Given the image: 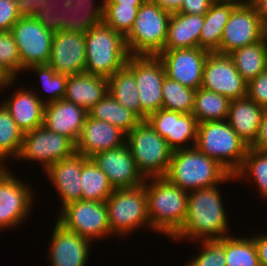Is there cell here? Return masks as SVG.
Instances as JSON below:
<instances>
[{
    "mask_svg": "<svg viewBox=\"0 0 267 266\" xmlns=\"http://www.w3.org/2000/svg\"><path fill=\"white\" fill-rule=\"evenodd\" d=\"M50 245L52 266H85L91 241L65 229L57 221L53 228Z\"/></svg>",
    "mask_w": 267,
    "mask_h": 266,
    "instance_id": "obj_21",
    "label": "cell"
},
{
    "mask_svg": "<svg viewBox=\"0 0 267 266\" xmlns=\"http://www.w3.org/2000/svg\"><path fill=\"white\" fill-rule=\"evenodd\" d=\"M262 40L261 18L252 3L237 5L231 12L221 36L219 54L229 55L236 49Z\"/></svg>",
    "mask_w": 267,
    "mask_h": 266,
    "instance_id": "obj_15",
    "label": "cell"
},
{
    "mask_svg": "<svg viewBox=\"0 0 267 266\" xmlns=\"http://www.w3.org/2000/svg\"><path fill=\"white\" fill-rule=\"evenodd\" d=\"M88 10L81 0H61L55 6L38 10L33 16L44 28L56 33L69 29Z\"/></svg>",
    "mask_w": 267,
    "mask_h": 266,
    "instance_id": "obj_28",
    "label": "cell"
},
{
    "mask_svg": "<svg viewBox=\"0 0 267 266\" xmlns=\"http://www.w3.org/2000/svg\"><path fill=\"white\" fill-rule=\"evenodd\" d=\"M154 3L158 4L163 10H166L170 13L177 12L183 3V0H151Z\"/></svg>",
    "mask_w": 267,
    "mask_h": 266,
    "instance_id": "obj_49",
    "label": "cell"
},
{
    "mask_svg": "<svg viewBox=\"0 0 267 266\" xmlns=\"http://www.w3.org/2000/svg\"><path fill=\"white\" fill-rule=\"evenodd\" d=\"M61 0H16L17 10L21 17H33L38 10L55 6Z\"/></svg>",
    "mask_w": 267,
    "mask_h": 266,
    "instance_id": "obj_45",
    "label": "cell"
},
{
    "mask_svg": "<svg viewBox=\"0 0 267 266\" xmlns=\"http://www.w3.org/2000/svg\"><path fill=\"white\" fill-rule=\"evenodd\" d=\"M26 89L15 90V93L2 103L23 133L43 126L45 106V101L39 94Z\"/></svg>",
    "mask_w": 267,
    "mask_h": 266,
    "instance_id": "obj_24",
    "label": "cell"
},
{
    "mask_svg": "<svg viewBox=\"0 0 267 266\" xmlns=\"http://www.w3.org/2000/svg\"><path fill=\"white\" fill-rule=\"evenodd\" d=\"M20 18L16 0H0V32L11 31Z\"/></svg>",
    "mask_w": 267,
    "mask_h": 266,
    "instance_id": "obj_44",
    "label": "cell"
},
{
    "mask_svg": "<svg viewBox=\"0 0 267 266\" xmlns=\"http://www.w3.org/2000/svg\"><path fill=\"white\" fill-rule=\"evenodd\" d=\"M202 88L230 100L246 97L247 82L238 73L229 55L209 53L203 67Z\"/></svg>",
    "mask_w": 267,
    "mask_h": 266,
    "instance_id": "obj_14",
    "label": "cell"
},
{
    "mask_svg": "<svg viewBox=\"0 0 267 266\" xmlns=\"http://www.w3.org/2000/svg\"><path fill=\"white\" fill-rule=\"evenodd\" d=\"M141 5H122L119 3L92 4L88 9L106 26L126 37L132 29L138 9Z\"/></svg>",
    "mask_w": 267,
    "mask_h": 266,
    "instance_id": "obj_33",
    "label": "cell"
},
{
    "mask_svg": "<svg viewBox=\"0 0 267 266\" xmlns=\"http://www.w3.org/2000/svg\"><path fill=\"white\" fill-rule=\"evenodd\" d=\"M57 222L94 243L110 236L108 208L105 201L79 200L61 208Z\"/></svg>",
    "mask_w": 267,
    "mask_h": 266,
    "instance_id": "obj_9",
    "label": "cell"
},
{
    "mask_svg": "<svg viewBox=\"0 0 267 266\" xmlns=\"http://www.w3.org/2000/svg\"><path fill=\"white\" fill-rule=\"evenodd\" d=\"M24 133L4 105L0 104V151L7 157L19 154Z\"/></svg>",
    "mask_w": 267,
    "mask_h": 266,
    "instance_id": "obj_39",
    "label": "cell"
},
{
    "mask_svg": "<svg viewBox=\"0 0 267 266\" xmlns=\"http://www.w3.org/2000/svg\"><path fill=\"white\" fill-rule=\"evenodd\" d=\"M264 109L247 96L230 102L226 121L249 147L258 135Z\"/></svg>",
    "mask_w": 267,
    "mask_h": 266,
    "instance_id": "obj_25",
    "label": "cell"
},
{
    "mask_svg": "<svg viewBox=\"0 0 267 266\" xmlns=\"http://www.w3.org/2000/svg\"><path fill=\"white\" fill-rule=\"evenodd\" d=\"M171 14L153 1L145 0L138 9L131 31L125 37L129 54L157 56L162 52Z\"/></svg>",
    "mask_w": 267,
    "mask_h": 266,
    "instance_id": "obj_6",
    "label": "cell"
},
{
    "mask_svg": "<svg viewBox=\"0 0 267 266\" xmlns=\"http://www.w3.org/2000/svg\"><path fill=\"white\" fill-rule=\"evenodd\" d=\"M231 100L221 94L198 88L195 93L192 115L198 124L227 119Z\"/></svg>",
    "mask_w": 267,
    "mask_h": 266,
    "instance_id": "obj_34",
    "label": "cell"
},
{
    "mask_svg": "<svg viewBox=\"0 0 267 266\" xmlns=\"http://www.w3.org/2000/svg\"><path fill=\"white\" fill-rule=\"evenodd\" d=\"M213 2H230L236 5H245L247 4V0H213Z\"/></svg>",
    "mask_w": 267,
    "mask_h": 266,
    "instance_id": "obj_54",
    "label": "cell"
},
{
    "mask_svg": "<svg viewBox=\"0 0 267 266\" xmlns=\"http://www.w3.org/2000/svg\"><path fill=\"white\" fill-rule=\"evenodd\" d=\"M204 16L172 13L168 24V35L164 50L199 47V36Z\"/></svg>",
    "mask_w": 267,
    "mask_h": 266,
    "instance_id": "obj_27",
    "label": "cell"
},
{
    "mask_svg": "<svg viewBox=\"0 0 267 266\" xmlns=\"http://www.w3.org/2000/svg\"><path fill=\"white\" fill-rule=\"evenodd\" d=\"M75 143L65 135L44 126L24 133L17 159L41 162L44 171L54 163L72 156Z\"/></svg>",
    "mask_w": 267,
    "mask_h": 266,
    "instance_id": "obj_11",
    "label": "cell"
},
{
    "mask_svg": "<svg viewBox=\"0 0 267 266\" xmlns=\"http://www.w3.org/2000/svg\"><path fill=\"white\" fill-rule=\"evenodd\" d=\"M195 147L232 175L242 166L249 148L226 120L199 123Z\"/></svg>",
    "mask_w": 267,
    "mask_h": 266,
    "instance_id": "obj_5",
    "label": "cell"
},
{
    "mask_svg": "<svg viewBox=\"0 0 267 266\" xmlns=\"http://www.w3.org/2000/svg\"><path fill=\"white\" fill-rule=\"evenodd\" d=\"M83 1L88 7H90L92 4H94L95 2H93V0H81Z\"/></svg>",
    "mask_w": 267,
    "mask_h": 266,
    "instance_id": "obj_56",
    "label": "cell"
},
{
    "mask_svg": "<svg viewBox=\"0 0 267 266\" xmlns=\"http://www.w3.org/2000/svg\"><path fill=\"white\" fill-rule=\"evenodd\" d=\"M88 115L108 122L126 134L142 121L135 113L122 106L109 92L88 111Z\"/></svg>",
    "mask_w": 267,
    "mask_h": 266,
    "instance_id": "obj_30",
    "label": "cell"
},
{
    "mask_svg": "<svg viewBox=\"0 0 267 266\" xmlns=\"http://www.w3.org/2000/svg\"><path fill=\"white\" fill-rule=\"evenodd\" d=\"M126 144L145 178L165 176L173 150L147 120L126 134Z\"/></svg>",
    "mask_w": 267,
    "mask_h": 266,
    "instance_id": "obj_7",
    "label": "cell"
},
{
    "mask_svg": "<svg viewBox=\"0 0 267 266\" xmlns=\"http://www.w3.org/2000/svg\"><path fill=\"white\" fill-rule=\"evenodd\" d=\"M91 159L107 175L115 189L133 188L145 183L127 144L96 153Z\"/></svg>",
    "mask_w": 267,
    "mask_h": 266,
    "instance_id": "obj_18",
    "label": "cell"
},
{
    "mask_svg": "<svg viewBox=\"0 0 267 266\" xmlns=\"http://www.w3.org/2000/svg\"><path fill=\"white\" fill-rule=\"evenodd\" d=\"M237 5L230 2H213L204 15V24L199 36V48L210 53H219L223 29L232 10Z\"/></svg>",
    "mask_w": 267,
    "mask_h": 266,
    "instance_id": "obj_29",
    "label": "cell"
},
{
    "mask_svg": "<svg viewBox=\"0 0 267 266\" xmlns=\"http://www.w3.org/2000/svg\"><path fill=\"white\" fill-rule=\"evenodd\" d=\"M0 64L14 79L22 71L18 46L10 31L0 32Z\"/></svg>",
    "mask_w": 267,
    "mask_h": 266,
    "instance_id": "obj_41",
    "label": "cell"
},
{
    "mask_svg": "<svg viewBox=\"0 0 267 266\" xmlns=\"http://www.w3.org/2000/svg\"><path fill=\"white\" fill-rule=\"evenodd\" d=\"M224 255L226 266H260L256 245L249 238L224 237Z\"/></svg>",
    "mask_w": 267,
    "mask_h": 266,
    "instance_id": "obj_36",
    "label": "cell"
},
{
    "mask_svg": "<svg viewBox=\"0 0 267 266\" xmlns=\"http://www.w3.org/2000/svg\"><path fill=\"white\" fill-rule=\"evenodd\" d=\"M252 4L256 7L261 21L267 17V0H252Z\"/></svg>",
    "mask_w": 267,
    "mask_h": 266,
    "instance_id": "obj_51",
    "label": "cell"
},
{
    "mask_svg": "<svg viewBox=\"0 0 267 266\" xmlns=\"http://www.w3.org/2000/svg\"><path fill=\"white\" fill-rule=\"evenodd\" d=\"M81 200L106 201L114 188L108 181L107 175L89 158L82 166Z\"/></svg>",
    "mask_w": 267,
    "mask_h": 266,
    "instance_id": "obj_35",
    "label": "cell"
},
{
    "mask_svg": "<svg viewBox=\"0 0 267 266\" xmlns=\"http://www.w3.org/2000/svg\"><path fill=\"white\" fill-rule=\"evenodd\" d=\"M203 250L186 266H226L224 255V238L219 240H200Z\"/></svg>",
    "mask_w": 267,
    "mask_h": 266,
    "instance_id": "obj_42",
    "label": "cell"
},
{
    "mask_svg": "<svg viewBox=\"0 0 267 266\" xmlns=\"http://www.w3.org/2000/svg\"><path fill=\"white\" fill-rule=\"evenodd\" d=\"M108 93V78L81 73L67 77L64 99L89 111Z\"/></svg>",
    "mask_w": 267,
    "mask_h": 266,
    "instance_id": "obj_26",
    "label": "cell"
},
{
    "mask_svg": "<svg viewBox=\"0 0 267 266\" xmlns=\"http://www.w3.org/2000/svg\"><path fill=\"white\" fill-rule=\"evenodd\" d=\"M262 40L267 45V17L261 21Z\"/></svg>",
    "mask_w": 267,
    "mask_h": 266,
    "instance_id": "obj_53",
    "label": "cell"
},
{
    "mask_svg": "<svg viewBox=\"0 0 267 266\" xmlns=\"http://www.w3.org/2000/svg\"><path fill=\"white\" fill-rule=\"evenodd\" d=\"M88 111L65 99L50 102L44 106L43 126L77 142Z\"/></svg>",
    "mask_w": 267,
    "mask_h": 266,
    "instance_id": "obj_23",
    "label": "cell"
},
{
    "mask_svg": "<svg viewBox=\"0 0 267 266\" xmlns=\"http://www.w3.org/2000/svg\"><path fill=\"white\" fill-rule=\"evenodd\" d=\"M229 56L247 83L267 68V45L263 40L236 49Z\"/></svg>",
    "mask_w": 267,
    "mask_h": 266,
    "instance_id": "obj_32",
    "label": "cell"
},
{
    "mask_svg": "<svg viewBox=\"0 0 267 266\" xmlns=\"http://www.w3.org/2000/svg\"><path fill=\"white\" fill-rule=\"evenodd\" d=\"M108 92L125 108L141 119V104L133 71L123 66L108 78Z\"/></svg>",
    "mask_w": 267,
    "mask_h": 266,
    "instance_id": "obj_31",
    "label": "cell"
},
{
    "mask_svg": "<svg viewBox=\"0 0 267 266\" xmlns=\"http://www.w3.org/2000/svg\"><path fill=\"white\" fill-rule=\"evenodd\" d=\"M105 202L111 234L124 237L143 225L150 227L145 183L133 188L115 189Z\"/></svg>",
    "mask_w": 267,
    "mask_h": 266,
    "instance_id": "obj_8",
    "label": "cell"
},
{
    "mask_svg": "<svg viewBox=\"0 0 267 266\" xmlns=\"http://www.w3.org/2000/svg\"><path fill=\"white\" fill-rule=\"evenodd\" d=\"M146 120L158 134L166 139L173 151L190 148V145L186 143L189 140H192L191 147L195 146L198 122L192 113L159 109L151 113Z\"/></svg>",
    "mask_w": 267,
    "mask_h": 266,
    "instance_id": "obj_19",
    "label": "cell"
},
{
    "mask_svg": "<svg viewBox=\"0 0 267 266\" xmlns=\"http://www.w3.org/2000/svg\"><path fill=\"white\" fill-rule=\"evenodd\" d=\"M88 159L75 152L72 156L54 163L45 170L48 178L61 196L62 206L60 208L81 200L82 166Z\"/></svg>",
    "mask_w": 267,
    "mask_h": 266,
    "instance_id": "obj_22",
    "label": "cell"
},
{
    "mask_svg": "<svg viewBox=\"0 0 267 266\" xmlns=\"http://www.w3.org/2000/svg\"><path fill=\"white\" fill-rule=\"evenodd\" d=\"M248 3H252V0H247V4H248Z\"/></svg>",
    "mask_w": 267,
    "mask_h": 266,
    "instance_id": "obj_57",
    "label": "cell"
},
{
    "mask_svg": "<svg viewBox=\"0 0 267 266\" xmlns=\"http://www.w3.org/2000/svg\"><path fill=\"white\" fill-rule=\"evenodd\" d=\"M126 65L133 71L141 104V120L162 109L165 68L158 56L130 55Z\"/></svg>",
    "mask_w": 267,
    "mask_h": 266,
    "instance_id": "obj_10",
    "label": "cell"
},
{
    "mask_svg": "<svg viewBox=\"0 0 267 266\" xmlns=\"http://www.w3.org/2000/svg\"><path fill=\"white\" fill-rule=\"evenodd\" d=\"M235 180L252 178L259 189L260 197L267 199V151L248 148L240 169L234 174Z\"/></svg>",
    "mask_w": 267,
    "mask_h": 266,
    "instance_id": "obj_38",
    "label": "cell"
},
{
    "mask_svg": "<svg viewBox=\"0 0 267 266\" xmlns=\"http://www.w3.org/2000/svg\"><path fill=\"white\" fill-rule=\"evenodd\" d=\"M18 46L22 70L32 65L48 64L54 33L34 17H21L10 31Z\"/></svg>",
    "mask_w": 267,
    "mask_h": 266,
    "instance_id": "obj_13",
    "label": "cell"
},
{
    "mask_svg": "<svg viewBox=\"0 0 267 266\" xmlns=\"http://www.w3.org/2000/svg\"><path fill=\"white\" fill-rule=\"evenodd\" d=\"M22 182L7 168L0 170V230L19 225L31 210L33 192Z\"/></svg>",
    "mask_w": 267,
    "mask_h": 266,
    "instance_id": "obj_16",
    "label": "cell"
},
{
    "mask_svg": "<svg viewBox=\"0 0 267 266\" xmlns=\"http://www.w3.org/2000/svg\"><path fill=\"white\" fill-rule=\"evenodd\" d=\"M210 52L199 47L163 50L157 56L166 76L183 86L197 90L202 86L203 67Z\"/></svg>",
    "mask_w": 267,
    "mask_h": 266,
    "instance_id": "obj_17",
    "label": "cell"
},
{
    "mask_svg": "<svg viewBox=\"0 0 267 266\" xmlns=\"http://www.w3.org/2000/svg\"><path fill=\"white\" fill-rule=\"evenodd\" d=\"M48 64L64 75L85 73V29L83 15L69 29L53 35Z\"/></svg>",
    "mask_w": 267,
    "mask_h": 266,
    "instance_id": "obj_12",
    "label": "cell"
},
{
    "mask_svg": "<svg viewBox=\"0 0 267 266\" xmlns=\"http://www.w3.org/2000/svg\"><path fill=\"white\" fill-rule=\"evenodd\" d=\"M14 78L7 72V70L0 64V91L14 83ZM8 85V86H7Z\"/></svg>",
    "mask_w": 267,
    "mask_h": 266,
    "instance_id": "obj_50",
    "label": "cell"
},
{
    "mask_svg": "<svg viewBox=\"0 0 267 266\" xmlns=\"http://www.w3.org/2000/svg\"><path fill=\"white\" fill-rule=\"evenodd\" d=\"M164 177L187 192L235 179L218 161L200 152L195 146L173 151Z\"/></svg>",
    "mask_w": 267,
    "mask_h": 266,
    "instance_id": "obj_3",
    "label": "cell"
},
{
    "mask_svg": "<svg viewBox=\"0 0 267 266\" xmlns=\"http://www.w3.org/2000/svg\"><path fill=\"white\" fill-rule=\"evenodd\" d=\"M250 148L267 151V108L264 109L259 125L258 135Z\"/></svg>",
    "mask_w": 267,
    "mask_h": 266,
    "instance_id": "obj_47",
    "label": "cell"
},
{
    "mask_svg": "<svg viewBox=\"0 0 267 266\" xmlns=\"http://www.w3.org/2000/svg\"><path fill=\"white\" fill-rule=\"evenodd\" d=\"M101 1L100 3H119L122 5H142L145 0H101Z\"/></svg>",
    "mask_w": 267,
    "mask_h": 266,
    "instance_id": "obj_52",
    "label": "cell"
},
{
    "mask_svg": "<svg viewBox=\"0 0 267 266\" xmlns=\"http://www.w3.org/2000/svg\"><path fill=\"white\" fill-rule=\"evenodd\" d=\"M85 73L109 78L126 65L130 56L125 37L106 26L89 9L83 14Z\"/></svg>",
    "mask_w": 267,
    "mask_h": 266,
    "instance_id": "obj_1",
    "label": "cell"
},
{
    "mask_svg": "<svg viewBox=\"0 0 267 266\" xmlns=\"http://www.w3.org/2000/svg\"><path fill=\"white\" fill-rule=\"evenodd\" d=\"M260 266H267V234L254 235Z\"/></svg>",
    "mask_w": 267,
    "mask_h": 266,
    "instance_id": "obj_48",
    "label": "cell"
},
{
    "mask_svg": "<svg viewBox=\"0 0 267 266\" xmlns=\"http://www.w3.org/2000/svg\"><path fill=\"white\" fill-rule=\"evenodd\" d=\"M33 70L40 77L44 92L48 93L45 104L64 99L67 75L56 73L49 64L32 65L25 71Z\"/></svg>",
    "mask_w": 267,
    "mask_h": 266,
    "instance_id": "obj_40",
    "label": "cell"
},
{
    "mask_svg": "<svg viewBox=\"0 0 267 266\" xmlns=\"http://www.w3.org/2000/svg\"><path fill=\"white\" fill-rule=\"evenodd\" d=\"M196 90L183 86L165 76L162 83V109L180 113H192Z\"/></svg>",
    "mask_w": 267,
    "mask_h": 266,
    "instance_id": "obj_37",
    "label": "cell"
},
{
    "mask_svg": "<svg viewBox=\"0 0 267 266\" xmlns=\"http://www.w3.org/2000/svg\"><path fill=\"white\" fill-rule=\"evenodd\" d=\"M218 185L189 192L187 215L171 237L176 240H219L228 234L227 216ZM196 239V240H195Z\"/></svg>",
    "mask_w": 267,
    "mask_h": 266,
    "instance_id": "obj_2",
    "label": "cell"
},
{
    "mask_svg": "<svg viewBox=\"0 0 267 266\" xmlns=\"http://www.w3.org/2000/svg\"><path fill=\"white\" fill-rule=\"evenodd\" d=\"M145 189L151 230L171 238L186 219L189 192L170 183L165 177L146 178Z\"/></svg>",
    "mask_w": 267,
    "mask_h": 266,
    "instance_id": "obj_4",
    "label": "cell"
},
{
    "mask_svg": "<svg viewBox=\"0 0 267 266\" xmlns=\"http://www.w3.org/2000/svg\"><path fill=\"white\" fill-rule=\"evenodd\" d=\"M257 105L267 108V68L247 83V95Z\"/></svg>",
    "mask_w": 267,
    "mask_h": 266,
    "instance_id": "obj_43",
    "label": "cell"
},
{
    "mask_svg": "<svg viewBox=\"0 0 267 266\" xmlns=\"http://www.w3.org/2000/svg\"><path fill=\"white\" fill-rule=\"evenodd\" d=\"M7 157L0 151V170L6 169V164L3 165L4 162H6ZM5 160V161H4Z\"/></svg>",
    "mask_w": 267,
    "mask_h": 266,
    "instance_id": "obj_55",
    "label": "cell"
},
{
    "mask_svg": "<svg viewBox=\"0 0 267 266\" xmlns=\"http://www.w3.org/2000/svg\"><path fill=\"white\" fill-rule=\"evenodd\" d=\"M213 0H183L178 13L204 16L210 9Z\"/></svg>",
    "mask_w": 267,
    "mask_h": 266,
    "instance_id": "obj_46",
    "label": "cell"
},
{
    "mask_svg": "<svg viewBox=\"0 0 267 266\" xmlns=\"http://www.w3.org/2000/svg\"><path fill=\"white\" fill-rule=\"evenodd\" d=\"M126 144V133L114 125L90 117L81 130L80 136L75 143L76 153L91 158L96 153L115 149Z\"/></svg>",
    "mask_w": 267,
    "mask_h": 266,
    "instance_id": "obj_20",
    "label": "cell"
}]
</instances>
